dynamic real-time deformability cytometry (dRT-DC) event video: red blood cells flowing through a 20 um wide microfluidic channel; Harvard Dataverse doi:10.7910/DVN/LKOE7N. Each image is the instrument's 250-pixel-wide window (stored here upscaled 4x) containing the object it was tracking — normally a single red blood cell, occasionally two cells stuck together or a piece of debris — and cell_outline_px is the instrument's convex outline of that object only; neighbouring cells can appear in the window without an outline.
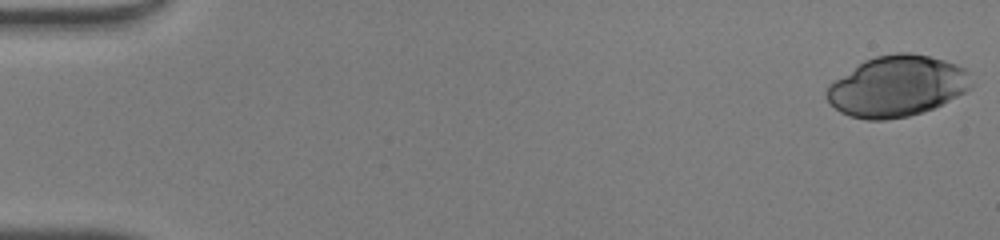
{"species": "human", "species_latin": "Homo sapiens", "temperature_condition": "warm", "stored_images_in_passage": 49, "camera_frame_rate_fps": 3000, "um_per_image_px": 0.085, "donor": {"sex": "male"}, "frame": {"image": 1, "passage_image": 1, "time_ms": 0.0, "image_size_px": [1000, 240], "cell_outline_px": [[972, 88], [932, 108], [908, 116], [884, 120], [868, 120], [848, 116], [840, 112], [824, 96], [824, 92], [828, 84], [832, 80], [864, 60], [876, 56], [896, 52], [912, 52], [944, 60], [956, 64], [964, 68], [968, 72], [972, 84]], "centroid_in_image_um": [76.19, 7.31], "position_along_channel_um": 8.8, "area_um2": 51.38}}
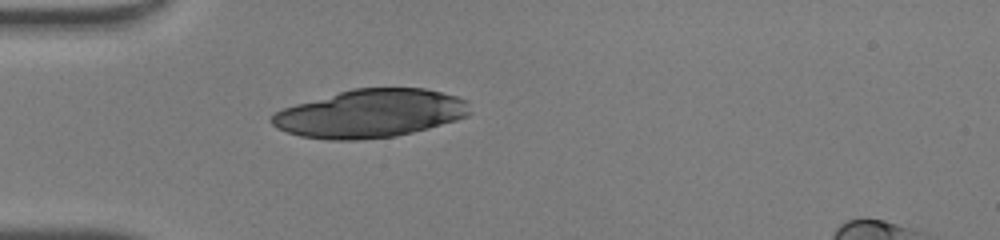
{"frame": {"image": 2, "passage_image": 15, "time_ms": 4.667, "image_size_px": [1000, 240], "cell_outline_px": [[472, 112], [468, 116], [456, 120], [428, 128], [396, 136], [356, 140], [328, 140], [300, 136], [276, 128], [268, 120], [276, 112], [284, 108], [296, 104], [352, 88], [424, 88], [456, 96], [468, 100]], "centroid_in_image_um": [31.5, 9.65], "position_along_channel_um": 53.5, "area_um2": 55.6}}